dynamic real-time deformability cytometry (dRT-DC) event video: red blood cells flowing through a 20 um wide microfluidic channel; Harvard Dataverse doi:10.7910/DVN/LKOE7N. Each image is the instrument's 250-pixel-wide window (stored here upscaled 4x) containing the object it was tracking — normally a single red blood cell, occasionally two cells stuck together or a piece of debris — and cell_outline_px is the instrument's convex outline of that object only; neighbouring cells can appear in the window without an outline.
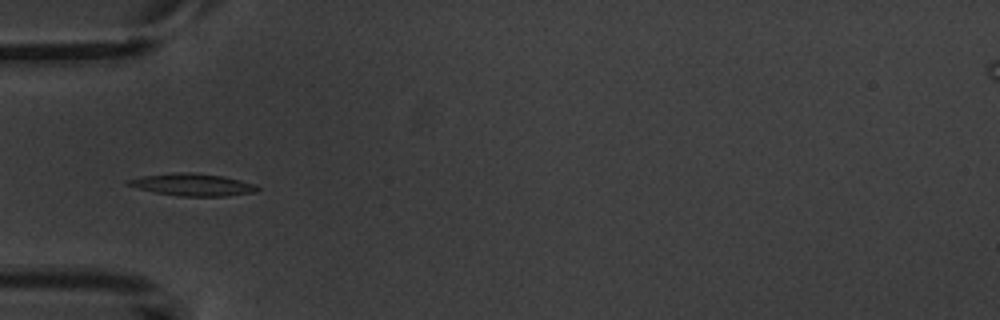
{"species": "common noctule bat (a hibernating species)", "species_latin": "Nyctalus noctula", "temperature_condition": "warm", "stored_images_in_passage": 7, "camera_frame_rate_fps": 3000, "um_per_image_px": 0.085, "animal": {"sex": "male", "body_mass_g": 20.1, "forearm_length_mm": 53.5}, "frame": {"image": 1, "passage_image": 5, "time_ms": 5.333, "image_size_px": [1000, 320], "cell_outline_px": [[260, 188], [256, 192], [228, 196], [180, 196], [156, 192], [140, 188], [128, 184], [124, 180], [144, 176], [172, 172], [192, 172], [224, 176], [256, 184]], "centroid_in_image_um": [16.43, 15.69], "position_along_channel_um": 68.6, "area_um2": 16.7}}
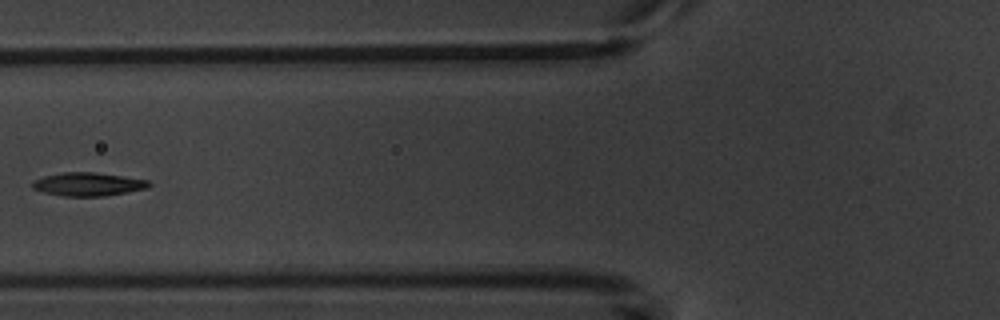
{"frame": {"image": 2, "passage_image": 6, "time_ms": 6.667, "image_size_px": [1000, 320], "cell_outline_px": [[152, 184], [148, 188], [104, 196], [64, 196], [44, 192], [32, 188], [32, 184], [36, 180], [44, 176], [60, 172], [96, 172], [124, 176], [148, 180]], "centroid_in_image_um": [7.51, 15.65], "position_along_channel_um": 118.3, "area_um2": 15.84}}
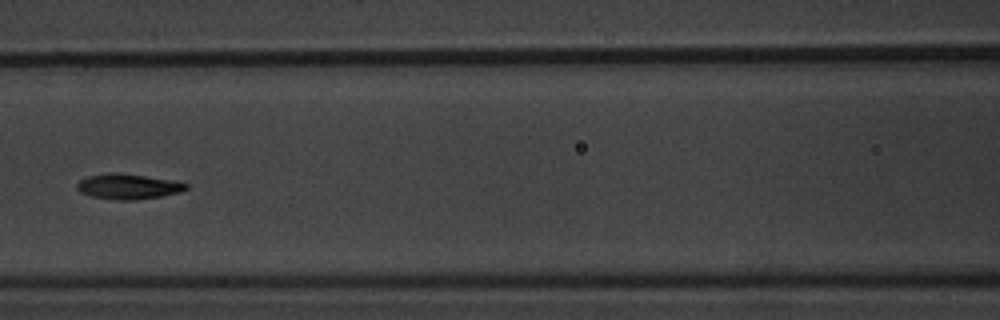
{"frame": {"image": 3, "passage_image": 7, "time_ms": 7.667, "image_size_px": [1000, 320], "cell_outline_px": [[188, 188], [180, 192], [160, 196], [136, 200], [116, 200], [92, 196], [80, 192], [76, 188], [76, 184], [80, 180], [88, 176], [112, 172], [116, 172], [176, 180], [188, 184]], "centroid_in_image_um": [10.9, 15.84], "position_along_channel_um": 155.7, "area_um2": 16.13}}